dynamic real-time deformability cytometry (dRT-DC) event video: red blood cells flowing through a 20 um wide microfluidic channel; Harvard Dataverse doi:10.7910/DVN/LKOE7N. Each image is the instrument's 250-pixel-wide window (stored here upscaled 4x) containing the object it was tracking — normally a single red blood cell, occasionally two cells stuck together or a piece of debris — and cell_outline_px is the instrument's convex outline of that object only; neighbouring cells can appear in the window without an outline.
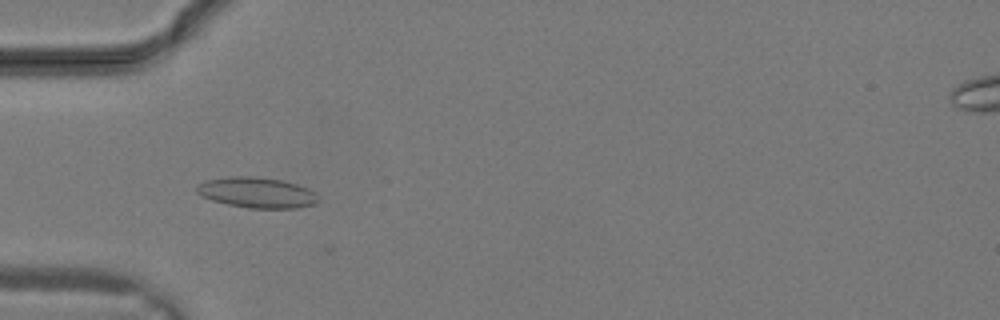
{"species": "common noctule bat (a hibernating species)", "species_latin": "Nyctalus noctula", "temperature_condition": "warm", "stored_images_in_passage": 14, "camera_frame_rate_fps": 3000, "um_per_image_px": 0.085, "animal": {"sex": "male", "body_mass_g": 19.2, "forearm_length_mm": 51.8}, "frame": {"image": 1, "passage_image": 5, "time_ms": 1.333, "image_size_px": [1000, 320], "cell_outline_px": [[320, 200], [316, 204], [296, 208], [248, 208], [228, 204], [212, 200], [200, 196], [196, 192], [196, 184], [204, 180], [228, 176], [256, 176], [280, 180], [296, 184], [308, 188], [316, 192]], "centroid_in_image_um": [21.82, 16.36], "position_along_channel_um": 63.2, "area_um2": 21.96}}
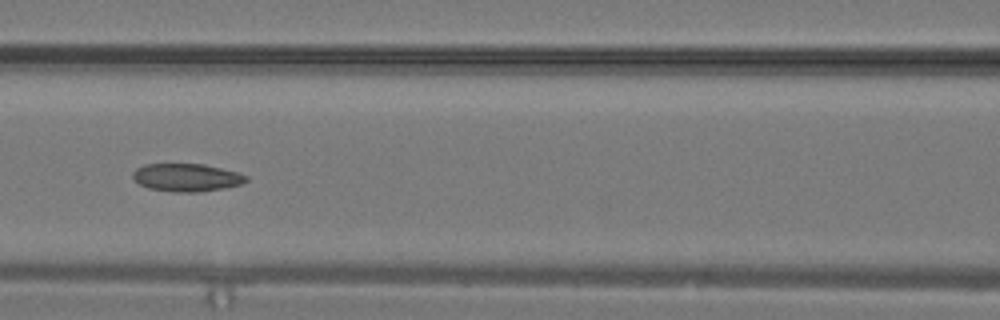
{"frame": {"image": 2, "passage_image": 9, "time_ms": 2.667, "image_size_px": [1000, 320], "cell_outline_px": [[248, 180], [240, 184], [224, 188], [200, 192], [172, 192], [148, 188], [140, 184], [132, 176], [132, 172], [136, 168], [144, 164], [204, 164], [236, 172], [248, 176]], "centroid_in_image_um": [15.84, 15.09], "position_along_channel_um": 150.8, "area_um2": 18.38}}
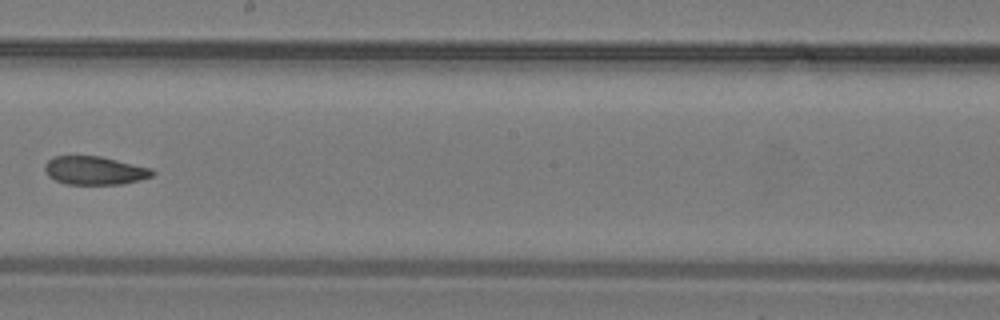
{"frame": {"image": 3, "passage_image": 13, "time_ms": 4.0, "image_size_px": [1000, 320], "cell_outline_px": [[156, 172], [152, 176], [140, 180], [120, 184], [64, 184], [48, 176], [44, 168], [44, 164], [52, 156], [100, 156], [152, 168]], "centroid_in_image_um": [8.04, 14.49], "position_along_channel_um": 240.2, "area_um2": 17.86}}